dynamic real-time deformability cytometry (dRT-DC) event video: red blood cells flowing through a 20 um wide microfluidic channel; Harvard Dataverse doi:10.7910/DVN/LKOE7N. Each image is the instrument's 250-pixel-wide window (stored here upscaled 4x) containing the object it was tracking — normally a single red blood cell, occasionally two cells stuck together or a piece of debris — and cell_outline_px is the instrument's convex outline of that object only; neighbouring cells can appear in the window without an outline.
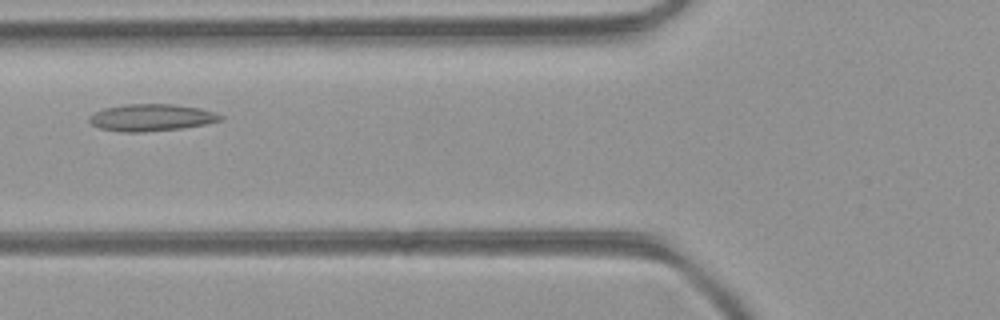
{"species": "common noctule bat (a hibernating species)", "species_latin": "Nyctalus noctula", "temperature_condition": "room temperature", "stored_images_in_passage": 3, "camera_frame_rate_fps": 3000, "um_per_image_px": 0.085, "animal": {"sex": "female", "body_mass_g": 21.9}, "frame": {"image": 1, "passage_image": 3, "time_ms": 0.667, "image_size_px": [1000, 320], "cell_outline_px": [[224, 120], [204, 124], [180, 128], [144, 132], [128, 132], [100, 128], [92, 124], [88, 120], [88, 116], [104, 108], [124, 104], [172, 104], [200, 108], [216, 112], [224, 116]], "centroid_in_image_um": [12.89, 9.98], "position_along_channel_um": 112.9, "area_um2": 20.58}}